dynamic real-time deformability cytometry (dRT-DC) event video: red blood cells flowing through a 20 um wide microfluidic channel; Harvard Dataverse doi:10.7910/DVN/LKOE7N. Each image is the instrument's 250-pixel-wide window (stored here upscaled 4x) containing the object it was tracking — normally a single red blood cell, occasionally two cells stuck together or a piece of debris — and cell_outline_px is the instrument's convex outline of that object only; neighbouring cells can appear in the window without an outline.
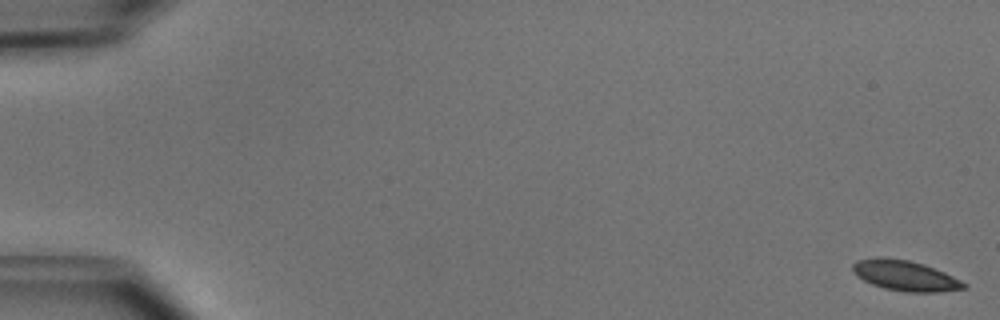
{"species": "common noctule bat (a hibernating species)", "species_latin": "Nyctalus noctula", "temperature_condition": "cold", "stored_images_in_passage": 51, "camera_frame_rate_fps": 3000, "um_per_image_px": 0.085, "animal": {"sex": "male", "body_mass_g": 15.6}, "frame": {"image": 1, "passage_image": 1, "time_ms": 0.0, "image_size_px": [1000, 320], "cell_outline_px": [[968, 284], [964, 288], [940, 292], [908, 292], [884, 288], [872, 284], [856, 276], [852, 272], [852, 264], [856, 260], [876, 256], [880, 256], [908, 260], [924, 264], [944, 272]], "centroid_in_image_um": [76.88, 23.41], "position_along_channel_um": 8.1, "area_um2": 19.77}}
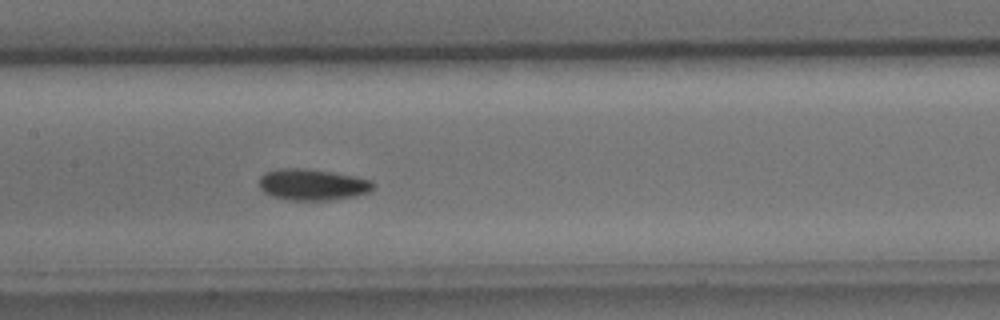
{"frame": {"image": 2, "passage_image": 26, "time_ms": 8.333, "image_size_px": [1000, 320], "cell_outline_px": [[372, 188], [368, 192], [352, 196], [328, 200], [288, 200], [272, 196], [264, 192], [260, 188], [260, 176], [264, 172], [280, 168], [308, 168], [356, 176], [372, 180]], "centroid_in_image_um": [26.51, 15.68], "position_along_channel_um": 180.9, "area_um2": 20.75}}
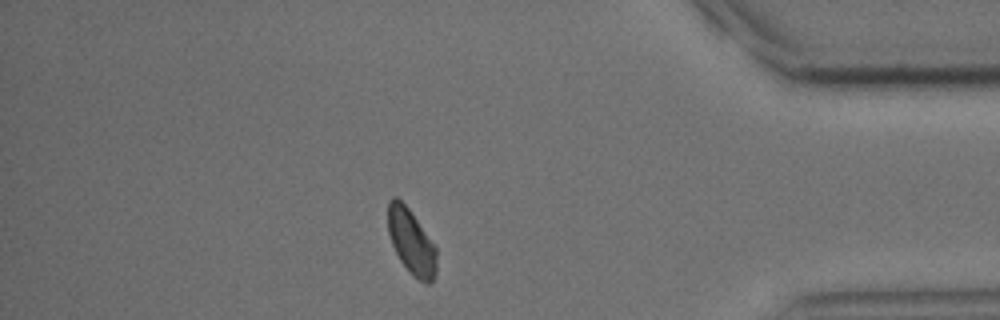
{"frame": {"image": 3, "passage_image": 45, "time_ms": 14.667, "image_size_px": [1000, 320], "cell_outline_px": [[436, 276], [428, 284], [424, 284], [412, 276], [400, 260], [392, 244], [388, 232], [388, 200], [392, 196], [396, 196], [408, 208], [436, 248]], "centroid_in_image_um": [34.95, 20.58], "position_along_channel_um": 400.3, "area_um2": 18.32}, "authors_computed_cell_mechanics": {"area_um2": 19.7098, "velocity_mm_per_s": 3.9561, "shape_relaxation_time_tau1_ms": 3.0698, "shape_relaxation_time_tau2_ms": 2.6735, "deformation_change_tau1": 0.0757, "deformation_change_tau2": 0.053}}